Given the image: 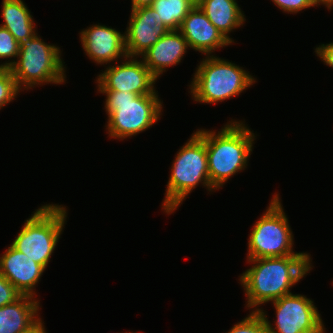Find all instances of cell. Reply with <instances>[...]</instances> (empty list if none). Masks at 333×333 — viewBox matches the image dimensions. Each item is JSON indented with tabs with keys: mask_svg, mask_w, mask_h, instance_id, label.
<instances>
[{
	"mask_svg": "<svg viewBox=\"0 0 333 333\" xmlns=\"http://www.w3.org/2000/svg\"><path fill=\"white\" fill-rule=\"evenodd\" d=\"M20 44L15 40L14 36L5 28L0 26V59H9L0 62V68L9 69L16 61ZM13 58V59H11Z\"/></svg>",
	"mask_w": 333,
	"mask_h": 333,
	"instance_id": "obj_20",
	"label": "cell"
},
{
	"mask_svg": "<svg viewBox=\"0 0 333 333\" xmlns=\"http://www.w3.org/2000/svg\"><path fill=\"white\" fill-rule=\"evenodd\" d=\"M45 323L42 318H38L29 328H26L19 333H48L45 329Z\"/></svg>",
	"mask_w": 333,
	"mask_h": 333,
	"instance_id": "obj_26",
	"label": "cell"
},
{
	"mask_svg": "<svg viewBox=\"0 0 333 333\" xmlns=\"http://www.w3.org/2000/svg\"><path fill=\"white\" fill-rule=\"evenodd\" d=\"M121 64H110L96 77L97 91H122L138 95L158 94L157 78L137 57H126Z\"/></svg>",
	"mask_w": 333,
	"mask_h": 333,
	"instance_id": "obj_10",
	"label": "cell"
},
{
	"mask_svg": "<svg viewBox=\"0 0 333 333\" xmlns=\"http://www.w3.org/2000/svg\"><path fill=\"white\" fill-rule=\"evenodd\" d=\"M154 0H131V10L151 6Z\"/></svg>",
	"mask_w": 333,
	"mask_h": 333,
	"instance_id": "obj_27",
	"label": "cell"
},
{
	"mask_svg": "<svg viewBox=\"0 0 333 333\" xmlns=\"http://www.w3.org/2000/svg\"><path fill=\"white\" fill-rule=\"evenodd\" d=\"M197 5L223 36L232 44L235 43L229 34L243 26L246 21V16L237 1L201 0Z\"/></svg>",
	"mask_w": 333,
	"mask_h": 333,
	"instance_id": "obj_17",
	"label": "cell"
},
{
	"mask_svg": "<svg viewBox=\"0 0 333 333\" xmlns=\"http://www.w3.org/2000/svg\"><path fill=\"white\" fill-rule=\"evenodd\" d=\"M197 65L189 93L196 103L216 104L239 96L256 81L249 71L225 58L204 56Z\"/></svg>",
	"mask_w": 333,
	"mask_h": 333,
	"instance_id": "obj_5",
	"label": "cell"
},
{
	"mask_svg": "<svg viewBox=\"0 0 333 333\" xmlns=\"http://www.w3.org/2000/svg\"><path fill=\"white\" fill-rule=\"evenodd\" d=\"M178 31L186 39L190 49L205 56H212L217 49L232 45L195 5L182 21Z\"/></svg>",
	"mask_w": 333,
	"mask_h": 333,
	"instance_id": "obj_13",
	"label": "cell"
},
{
	"mask_svg": "<svg viewBox=\"0 0 333 333\" xmlns=\"http://www.w3.org/2000/svg\"><path fill=\"white\" fill-rule=\"evenodd\" d=\"M272 2L280 8V10L288 14H297L304 9L317 7L314 0H272Z\"/></svg>",
	"mask_w": 333,
	"mask_h": 333,
	"instance_id": "obj_23",
	"label": "cell"
},
{
	"mask_svg": "<svg viewBox=\"0 0 333 333\" xmlns=\"http://www.w3.org/2000/svg\"><path fill=\"white\" fill-rule=\"evenodd\" d=\"M271 303L276 313L274 325L268 320L263 307L259 310L269 333H319L324 327L315 303L305 295L290 293Z\"/></svg>",
	"mask_w": 333,
	"mask_h": 333,
	"instance_id": "obj_9",
	"label": "cell"
},
{
	"mask_svg": "<svg viewBox=\"0 0 333 333\" xmlns=\"http://www.w3.org/2000/svg\"><path fill=\"white\" fill-rule=\"evenodd\" d=\"M226 333H269V330L263 315L259 311H251Z\"/></svg>",
	"mask_w": 333,
	"mask_h": 333,
	"instance_id": "obj_21",
	"label": "cell"
},
{
	"mask_svg": "<svg viewBox=\"0 0 333 333\" xmlns=\"http://www.w3.org/2000/svg\"><path fill=\"white\" fill-rule=\"evenodd\" d=\"M205 140L211 186L216 190L248 166L257 134L242 120L227 122L220 131L198 129Z\"/></svg>",
	"mask_w": 333,
	"mask_h": 333,
	"instance_id": "obj_2",
	"label": "cell"
},
{
	"mask_svg": "<svg viewBox=\"0 0 333 333\" xmlns=\"http://www.w3.org/2000/svg\"><path fill=\"white\" fill-rule=\"evenodd\" d=\"M314 2L317 5V7L320 5H324L330 11L333 8V0H314Z\"/></svg>",
	"mask_w": 333,
	"mask_h": 333,
	"instance_id": "obj_28",
	"label": "cell"
},
{
	"mask_svg": "<svg viewBox=\"0 0 333 333\" xmlns=\"http://www.w3.org/2000/svg\"><path fill=\"white\" fill-rule=\"evenodd\" d=\"M61 53L59 46L44 42L38 33L21 43L17 60L9 68L21 91L49 83L64 84L67 77Z\"/></svg>",
	"mask_w": 333,
	"mask_h": 333,
	"instance_id": "obj_6",
	"label": "cell"
},
{
	"mask_svg": "<svg viewBox=\"0 0 333 333\" xmlns=\"http://www.w3.org/2000/svg\"><path fill=\"white\" fill-rule=\"evenodd\" d=\"M282 206L279 193H274L266 211L251 227L247 259L310 255L293 251L294 236Z\"/></svg>",
	"mask_w": 333,
	"mask_h": 333,
	"instance_id": "obj_8",
	"label": "cell"
},
{
	"mask_svg": "<svg viewBox=\"0 0 333 333\" xmlns=\"http://www.w3.org/2000/svg\"><path fill=\"white\" fill-rule=\"evenodd\" d=\"M45 269L11 244L0 255V273L22 294L37 297L35 288Z\"/></svg>",
	"mask_w": 333,
	"mask_h": 333,
	"instance_id": "obj_14",
	"label": "cell"
},
{
	"mask_svg": "<svg viewBox=\"0 0 333 333\" xmlns=\"http://www.w3.org/2000/svg\"><path fill=\"white\" fill-rule=\"evenodd\" d=\"M192 3H194L195 5H197L201 0H190Z\"/></svg>",
	"mask_w": 333,
	"mask_h": 333,
	"instance_id": "obj_29",
	"label": "cell"
},
{
	"mask_svg": "<svg viewBox=\"0 0 333 333\" xmlns=\"http://www.w3.org/2000/svg\"><path fill=\"white\" fill-rule=\"evenodd\" d=\"M189 49L178 30H170L151 46L140 58L152 74L159 79L166 68L178 65Z\"/></svg>",
	"mask_w": 333,
	"mask_h": 333,
	"instance_id": "obj_15",
	"label": "cell"
},
{
	"mask_svg": "<svg viewBox=\"0 0 333 333\" xmlns=\"http://www.w3.org/2000/svg\"><path fill=\"white\" fill-rule=\"evenodd\" d=\"M130 12L124 32L125 49L128 57L139 58L170 30L165 25H159L156 11L151 6Z\"/></svg>",
	"mask_w": 333,
	"mask_h": 333,
	"instance_id": "obj_12",
	"label": "cell"
},
{
	"mask_svg": "<svg viewBox=\"0 0 333 333\" xmlns=\"http://www.w3.org/2000/svg\"><path fill=\"white\" fill-rule=\"evenodd\" d=\"M122 33L111 26L98 23L83 29L79 38L85 55L94 63L105 67V64H118V61L127 57L125 36Z\"/></svg>",
	"mask_w": 333,
	"mask_h": 333,
	"instance_id": "obj_11",
	"label": "cell"
},
{
	"mask_svg": "<svg viewBox=\"0 0 333 333\" xmlns=\"http://www.w3.org/2000/svg\"><path fill=\"white\" fill-rule=\"evenodd\" d=\"M2 18L5 27L21 44L32 38L36 32V25L31 12L23 0H3Z\"/></svg>",
	"mask_w": 333,
	"mask_h": 333,
	"instance_id": "obj_18",
	"label": "cell"
},
{
	"mask_svg": "<svg viewBox=\"0 0 333 333\" xmlns=\"http://www.w3.org/2000/svg\"><path fill=\"white\" fill-rule=\"evenodd\" d=\"M174 158L161 204L162 211L167 215L174 213L199 184L209 192L215 190L209 179L205 140L196 131L180 147Z\"/></svg>",
	"mask_w": 333,
	"mask_h": 333,
	"instance_id": "obj_4",
	"label": "cell"
},
{
	"mask_svg": "<svg viewBox=\"0 0 333 333\" xmlns=\"http://www.w3.org/2000/svg\"><path fill=\"white\" fill-rule=\"evenodd\" d=\"M252 264L239 281L246 295V308L259 311L261 305L292 293L296 285L312 270L310 255H292L247 259Z\"/></svg>",
	"mask_w": 333,
	"mask_h": 333,
	"instance_id": "obj_1",
	"label": "cell"
},
{
	"mask_svg": "<svg viewBox=\"0 0 333 333\" xmlns=\"http://www.w3.org/2000/svg\"><path fill=\"white\" fill-rule=\"evenodd\" d=\"M67 215V208L62 204L40 206L26 219L11 245L46 269L65 228Z\"/></svg>",
	"mask_w": 333,
	"mask_h": 333,
	"instance_id": "obj_7",
	"label": "cell"
},
{
	"mask_svg": "<svg viewBox=\"0 0 333 333\" xmlns=\"http://www.w3.org/2000/svg\"><path fill=\"white\" fill-rule=\"evenodd\" d=\"M22 294L0 273V307L17 300Z\"/></svg>",
	"mask_w": 333,
	"mask_h": 333,
	"instance_id": "obj_24",
	"label": "cell"
},
{
	"mask_svg": "<svg viewBox=\"0 0 333 333\" xmlns=\"http://www.w3.org/2000/svg\"><path fill=\"white\" fill-rule=\"evenodd\" d=\"M106 95L105 129L111 139L124 140L146 131L160 120L163 101L158 94L138 95L127 91H98Z\"/></svg>",
	"mask_w": 333,
	"mask_h": 333,
	"instance_id": "obj_3",
	"label": "cell"
},
{
	"mask_svg": "<svg viewBox=\"0 0 333 333\" xmlns=\"http://www.w3.org/2000/svg\"><path fill=\"white\" fill-rule=\"evenodd\" d=\"M40 300L21 295L17 300L0 307V333H19L29 328L39 317Z\"/></svg>",
	"mask_w": 333,
	"mask_h": 333,
	"instance_id": "obj_16",
	"label": "cell"
},
{
	"mask_svg": "<svg viewBox=\"0 0 333 333\" xmlns=\"http://www.w3.org/2000/svg\"><path fill=\"white\" fill-rule=\"evenodd\" d=\"M314 52L324 64L333 68V42L319 45Z\"/></svg>",
	"mask_w": 333,
	"mask_h": 333,
	"instance_id": "obj_25",
	"label": "cell"
},
{
	"mask_svg": "<svg viewBox=\"0 0 333 333\" xmlns=\"http://www.w3.org/2000/svg\"><path fill=\"white\" fill-rule=\"evenodd\" d=\"M325 329H326V328L323 327L319 333H326V330H325Z\"/></svg>",
	"mask_w": 333,
	"mask_h": 333,
	"instance_id": "obj_30",
	"label": "cell"
},
{
	"mask_svg": "<svg viewBox=\"0 0 333 333\" xmlns=\"http://www.w3.org/2000/svg\"><path fill=\"white\" fill-rule=\"evenodd\" d=\"M194 6L190 0H154L151 5L156 11L159 25H165L169 30H178Z\"/></svg>",
	"mask_w": 333,
	"mask_h": 333,
	"instance_id": "obj_19",
	"label": "cell"
},
{
	"mask_svg": "<svg viewBox=\"0 0 333 333\" xmlns=\"http://www.w3.org/2000/svg\"><path fill=\"white\" fill-rule=\"evenodd\" d=\"M21 89L18 87L10 69L0 68V110L14 101Z\"/></svg>",
	"mask_w": 333,
	"mask_h": 333,
	"instance_id": "obj_22",
	"label": "cell"
}]
</instances>
